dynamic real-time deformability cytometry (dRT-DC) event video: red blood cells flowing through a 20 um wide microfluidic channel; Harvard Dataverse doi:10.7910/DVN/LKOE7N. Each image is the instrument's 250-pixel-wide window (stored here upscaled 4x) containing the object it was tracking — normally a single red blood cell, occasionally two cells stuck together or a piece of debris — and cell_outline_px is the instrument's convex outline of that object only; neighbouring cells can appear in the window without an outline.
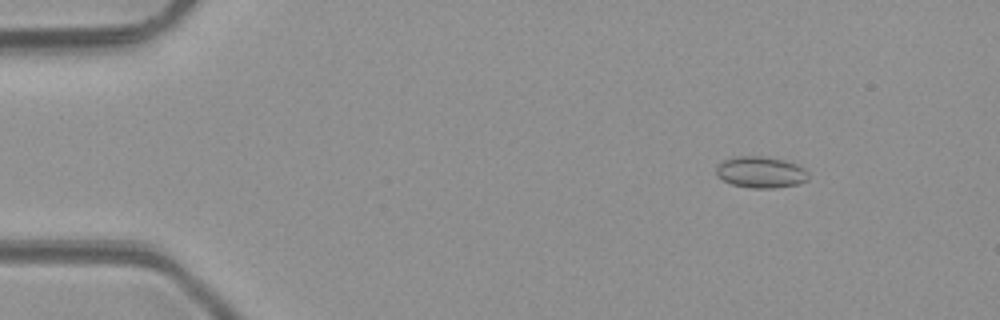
{"species": "common noctule bat (a hibernating species)", "species_latin": "Nyctalus noctula", "temperature_condition": "room temperature", "stored_images_in_passage": 4, "camera_frame_rate_fps": 3000, "um_per_image_px": 0.085, "animal": {"sex": "male", "body_mass_g": 23.1, "forearm_length_mm": 52.7}, "frame": {"image": 1, "passage_image": 1, "time_ms": 0.0, "image_size_px": [1000, 320], "cell_outline_px": [[808, 180], [796, 184], [776, 188], [752, 188], [732, 184], [716, 176], [716, 168], [724, 160], [736, 156], [760, 156], [784, 160], [796, 164], [804, 168], [808, 172]], "centroid_in_image_um": [64.67, 14.64], "position_along_channel_um": 20.3, "area_um2": 16.76}}